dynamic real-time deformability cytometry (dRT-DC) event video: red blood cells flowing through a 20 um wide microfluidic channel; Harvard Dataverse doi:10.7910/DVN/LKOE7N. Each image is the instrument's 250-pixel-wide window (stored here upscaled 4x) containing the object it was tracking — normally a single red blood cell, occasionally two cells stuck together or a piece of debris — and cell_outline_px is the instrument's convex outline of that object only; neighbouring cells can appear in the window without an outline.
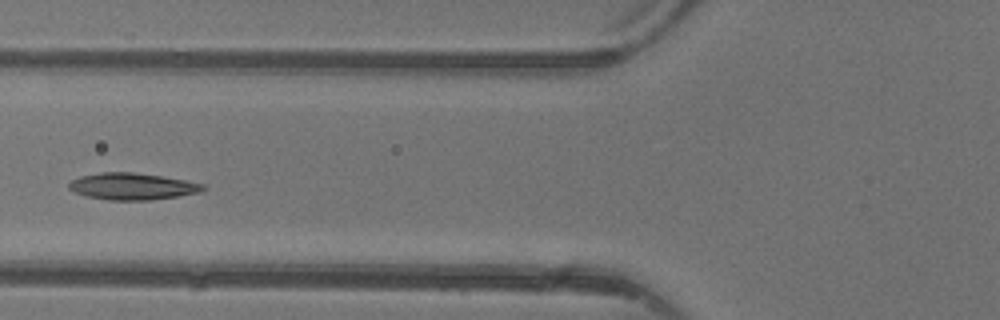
{"species": "common noctule bat (a hibernating species)", "species_latin": "Nyctalus noctula", "temperature_condition": "warm", "stored_images_in_passage": 5, "camera_frame_rate_fps": 3000, "um_per_image_px": 0.085, "animal": {"sex": "female"}, "frame": {"image": 1, "passage_image": 4, "time_ms": 3.667, "image_size_px": [1000, 320], "cell_outline_px": [[208, 188], [200, 192], [180, 196], [152, 200], [108, 200], [84, 196], [68, 188], [68, 184], [72, 180], [80, 176], [100, 172], [132, 172], [160, 176], [184, 180], [204, 184]], "centroid_in_image_um": [11.25, 15.85], "position_along_channel_um": 114.5, "area_um2": 20.98}}
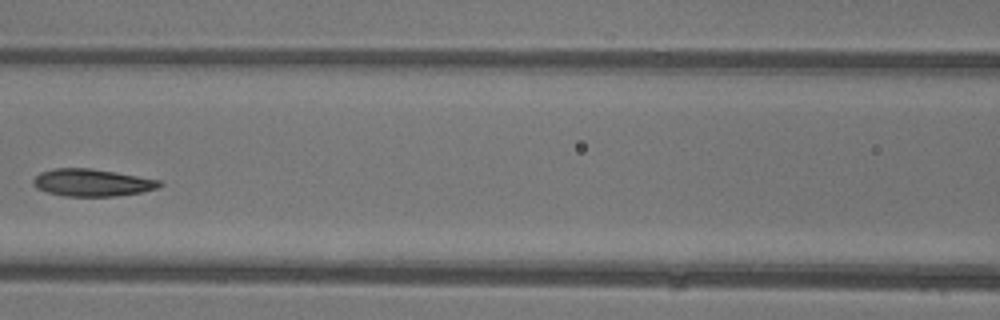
{"frame": {"image": 2, "passage_image": 5, "time_ms": 4.667, "image_size_px": [1000, 320], "cell_outline_px": [[164, 184], [156, 188], [140, 192], [116, 196], [64, 196], [48, 192], [36, 188], [32, 184], [32, 180], [40, 172], [56, 168], [88, 168], [116, 172], [160, 180]], "centroid_in_image_um": [7.8, 15.52], "position_along_channel_um": 158.8, "area_um2": 20.0}}